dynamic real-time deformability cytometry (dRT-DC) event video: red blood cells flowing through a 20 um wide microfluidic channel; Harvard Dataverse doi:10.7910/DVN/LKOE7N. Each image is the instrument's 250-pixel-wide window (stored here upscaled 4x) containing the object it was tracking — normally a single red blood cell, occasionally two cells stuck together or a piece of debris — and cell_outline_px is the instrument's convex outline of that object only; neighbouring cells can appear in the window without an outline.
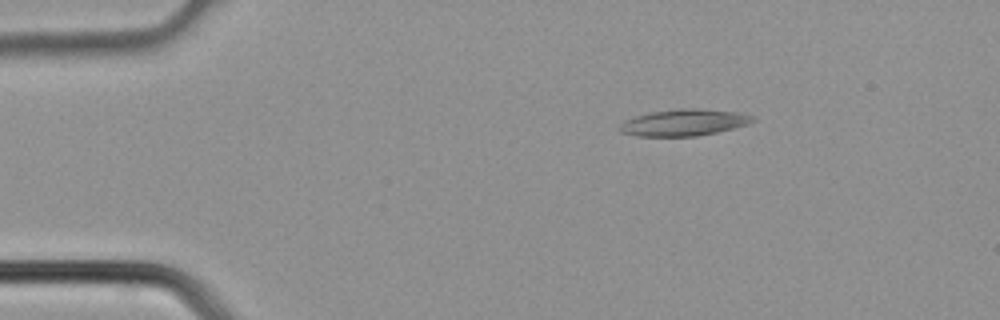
{"species": "common noctule bat (a hibernating species)", "species_latin": "Nyctalus noctula", "temperature_condition": "cold", "stored_images_in_passage": 2, "camera_frame_rate_fps": 3000, "um_per_image_px": 0.085, "animal": {"sex": "male", "body_mass_g": 21.5, "forearm_length_mm": 52.0}, "frame": {"image": 1, "passage_image": 2, "time_ms": 0.333, "image_size_px": [1000, 320], "cell_outline_px": [[756, 120], [748, 124], [716, 132], [696, 136], [636, 136], [620, 132], [616, 128], [624, 120], [636, 116], [652, 112], [680, 108], [696, 108], [736, 112], [756, 116]], "centroid_in_image_um": [58.11, 10.41], "position_along_channel_um": 26.9, "area_um2": 20.63}}